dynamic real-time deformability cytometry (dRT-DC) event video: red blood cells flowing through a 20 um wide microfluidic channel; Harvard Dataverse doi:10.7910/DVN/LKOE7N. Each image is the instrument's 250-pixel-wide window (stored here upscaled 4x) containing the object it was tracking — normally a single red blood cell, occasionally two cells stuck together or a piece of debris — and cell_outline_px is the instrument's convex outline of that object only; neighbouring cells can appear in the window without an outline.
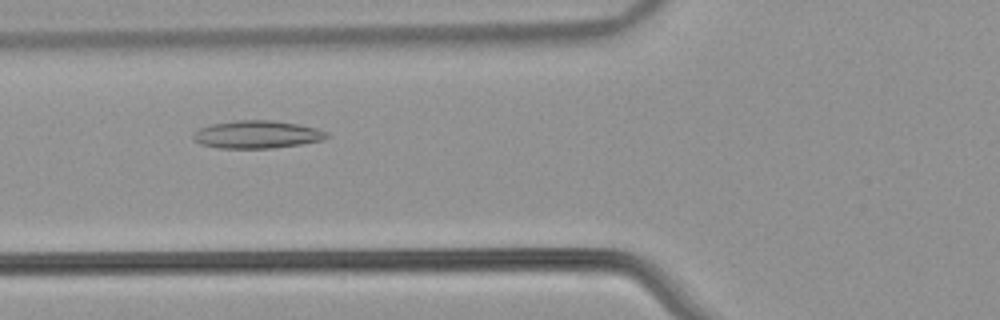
{"species": "common noctule bat (a hibernating species)", "species_latin": "Nyctalus noctula", "temperature_condition": "warm", "stored_images_in_passage": 36, "camera_frame_rate_fps": 3000, "um_per_image_px": 0.085, "animal": {"sex": "male", "body_mass_g": 21.5, "forearm_length_mm": 52.0}, "frame": {"image": 1, "passage_image": 3, "time_ms": 0.667, "image_size_px": [1000, 320], "cell_outline_px": [[332, 136], [324, 140], [300, 144], [272, 148], [220, 148], [200, 144], [192, 136], [200, 128], [212, 124], [236, 120], [276, 120], [316, 128], [328, 132]], "centroid_in_image_um": [21.9, 11.43], "position_along_channel_um": 103.9, "area_um2": 21.56}}
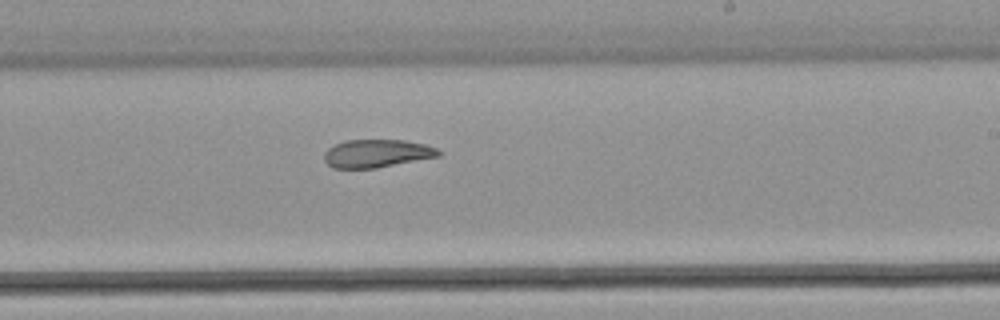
{"frame": {"image": 2, "passage_image": 15, "time_ms": 4.667, "image_size_px": [1000, 320], "cell_outline_px": [[440, 156], [376, 168], [332, 168], [324, 160], [324, 152], [328, 148], [344, 140], [404, 140], [424, 144], [436, 148], [440, 152]], "centroid_in_image_um": [32.0, 13.04], "position_along_channel_um": 257.0, "area_um2": 18.61}}
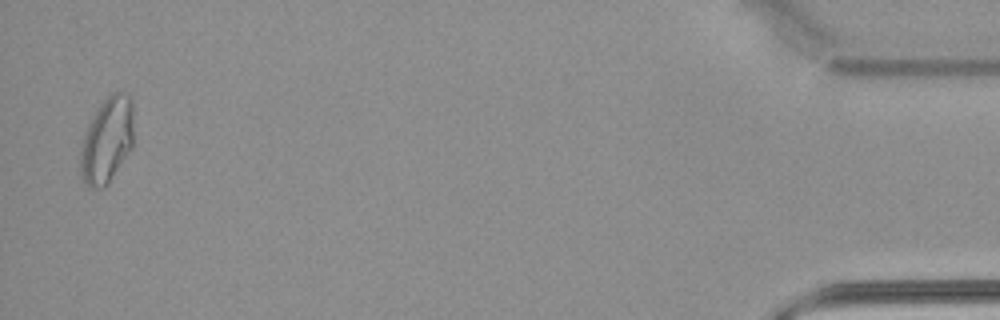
{"frame": {"image": 3, "passage_image": 35, "time_ms": 11.333, "image_size_px": [1000, 320], "cell_outline_px": [[132, 148], [108, 184], [104, 188], [96, 188], [88, 184], [84, 180], [80, 168], [80, 152], [84, 136], [88, 124], [100, 104], [112, 92], [128, 92], [132, 96]], "centroid_in_image_um": [9.11, 11.88], "position_along_channel_um": 426.1, "area_um2": 26.41}}